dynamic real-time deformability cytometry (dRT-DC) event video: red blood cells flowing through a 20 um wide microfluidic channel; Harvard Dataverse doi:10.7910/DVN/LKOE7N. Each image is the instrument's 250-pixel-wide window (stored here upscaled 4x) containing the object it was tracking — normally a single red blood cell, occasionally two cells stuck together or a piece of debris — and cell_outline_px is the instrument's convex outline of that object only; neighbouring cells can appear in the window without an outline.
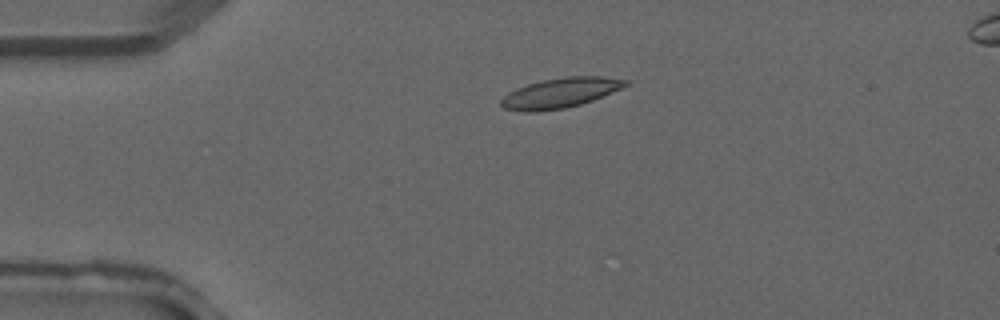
{"species": "common noctule bat (a hibernating species)", "species_latin": "Nyctalus noctula", "temperature_condition": "warm", "stored_images_in_passage": 3, "camera_frame_rate_fps": 3000, "um_per_image_px": 0.085, "animal": {"sex": "male", "forearm_length_mm": 52.5}, "frame": {"image": 1, "passage_image": 3, "time_ms": 0.667, "image_size_px": [1000, 320], "cell_outline_px": [[628, 84], [620, 88], [592, 100], [580, 104], [564, 108], [536, 112], [528, 112], [504, 108], [500, 104], [500, 100], [508, 92], [516, 88], [528, 84], [544, 80], [568, 76], [600, 76], [628, 80]], "centroid_in_image_um": [47.58, 7.9], "position_along_channel_um": 37.4, "area_um2": 21.39}}